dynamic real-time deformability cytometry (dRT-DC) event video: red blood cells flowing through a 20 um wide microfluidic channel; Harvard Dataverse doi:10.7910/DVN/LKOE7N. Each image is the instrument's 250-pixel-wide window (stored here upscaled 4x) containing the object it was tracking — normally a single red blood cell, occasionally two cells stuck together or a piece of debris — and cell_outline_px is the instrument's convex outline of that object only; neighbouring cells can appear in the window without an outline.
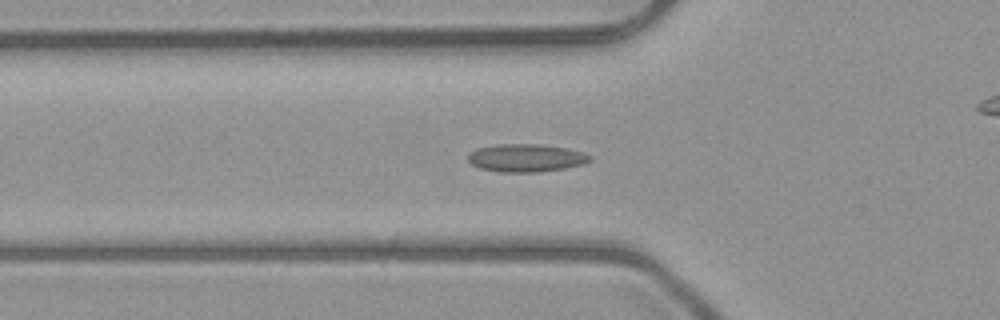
{"species": "common noctule bat (a hibernating species)", "species_latin": "Nyctalus noctula", "temperature_condition": "room temperature", "stored_images_in_passage": 43, "camera_frame_rate_fps": 3000, "um_per_image_px": 0.085, "animal": {"sex": "male", "body_mass_g": 23.1, "forearm_length_mm": 52.7}, "frame": {"image": 1, "passage_image": 8, "time_ms": 2.333, "image_size_px": [1000, 320], "cell_outline_px": [[592, 160], [584, 164], [564, 168], [540, 172], [500, 172], [480, 168], [472, 164], [468, 160], [468, 152], [476, 148], [496, 144], [540, 144], [564, 148], [584, 152], [592, 156]], "centroid_in_image_um": [44.71, 13.42], "position_along_channel_um": 81.1, "area_um2": 19.94}}
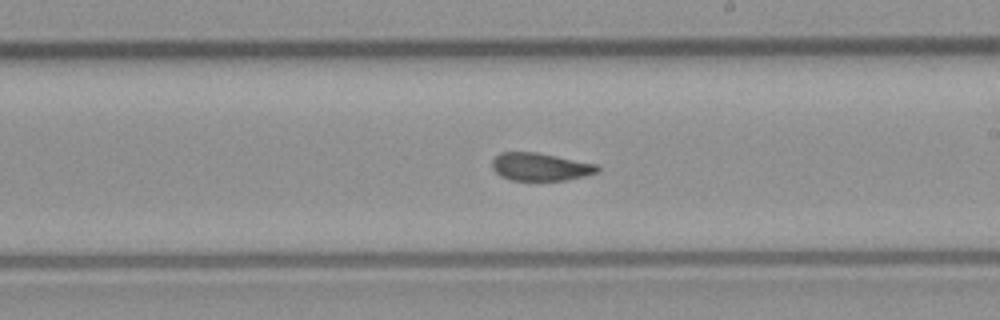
{"frame": {"image": 2, "passage_image": 20, "time_ms": 6.333, "image_size_px": [1000, 320], "cell_outline_px": [[600, 172], [568, 180], [512, 180], [500, 176], [492, 168], [492, 160], [500, 152], [536, 152], [600, 164]], "centroid_in_image_um": [45.98, 14.18], "position_along_channel_um": 243.0, "area_um2": 17.28}}
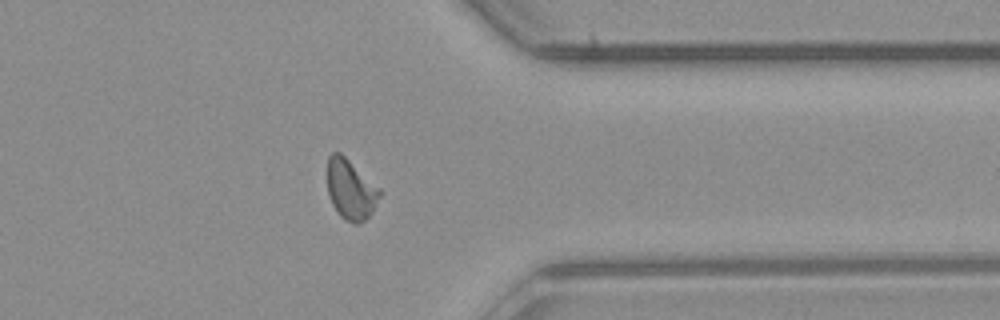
{"frame": {"image": 3, "passage_image": 31, "time_ms": 10.0, "image_size_px": [1000, 320], "cell_outline_px": [[384, 192], [372, 212], [360, 224], [356, 224], [344, 220], [340, 216], [332, 204], [328, 196], [328, 156], [332, 152], [340, 152], [380, 188]], "centroid_in_image_um": [29.83, 16.12], "position_along_channel_um": 381.6, "area_um2": 18.5}, "authors_computed_cell_mechanics": {"area_um2": 17.8024, "velocity_mm_per_s": 4.023, "shape_relaxation_time_tau1_ms": null, "shape_relaxation_time_tau2_ms": 1.1542, "deformation_change_tau1": null, "deformation_change_tau2": 0.0549}}